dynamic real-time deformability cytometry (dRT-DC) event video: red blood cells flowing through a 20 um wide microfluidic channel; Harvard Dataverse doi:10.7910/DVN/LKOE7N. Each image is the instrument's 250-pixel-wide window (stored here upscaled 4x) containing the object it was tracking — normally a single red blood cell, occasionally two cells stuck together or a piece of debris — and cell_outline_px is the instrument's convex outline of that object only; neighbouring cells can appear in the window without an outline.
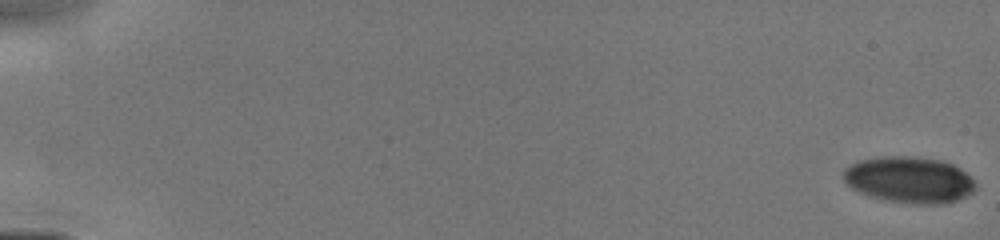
{"species": "human", "species_latin": "Homo sapiens", "temperature_condition": "cold", "stored_images_in_passage": 43, "camera_frame_rate_fps": 3000, "um_per_image_px": 0.085, "donor": {"sex": "male"}, "frame": {"image": 1, "passage_image": 1, "time_ms": 0.0, "image_size_px": [1000, 240], "cell_outline_px": [[976, 188], [972, 192], [956, 200], [940, 204], [912, 204], [888, 200], [872, 196], [860, 192], [852, 188], [844, 180], [844, 168], [860, 160], [876, 156], [908, 156], [944, 160], [960, 168], [976, 184]], "centroid_in_image_um": [77.28, 15.27], "position_along_channel_um": 7.7, "area_um2": 35.43}}
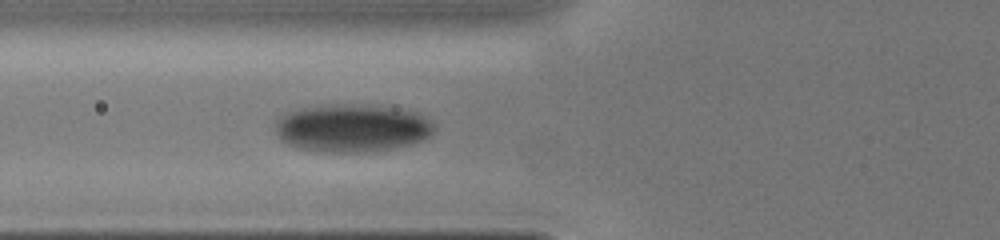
{"frame": {"image": 2, "passage_image": 26, "time_ms": 6.333, "image_size_px": [1000, 240], "cell_outline_px": [[436, 128], [424, 140], [412, 144], [364, 152], [332, 152], [300, 148], [288, 144], [276, 132], [276, 120], [280, 116], [288, 112], [304, 108], [336, 104], [340, 104], [392, 108], [416, 112], [436, 124]], "centroid_in_image_um": [29.95, 10.89], "position_along_channel_um": 95.8, "area_um2": 43.52}}
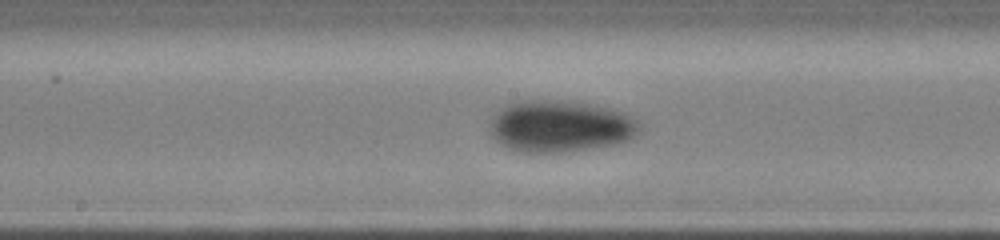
{"frame": {"image": 3, "passage_image": 41, "time_ms": 8.667, "image_size_px": [1000, 240], "cell_outline_px": [[640, 132], [628, 140], [612, 144], [588, 148], [560, 152], [520, 152], [508, 148], [500, 144], [492, 136], [492, 116], [508, 104], [516, 100], [560, 100], [592, 104], [608, 108], [620, 112], [636, 120], [640, 124]], "centroid_in_image_um": [47.59, 10.72], "position_along_channel_um": 200.6, "area_um2": 44.62}}